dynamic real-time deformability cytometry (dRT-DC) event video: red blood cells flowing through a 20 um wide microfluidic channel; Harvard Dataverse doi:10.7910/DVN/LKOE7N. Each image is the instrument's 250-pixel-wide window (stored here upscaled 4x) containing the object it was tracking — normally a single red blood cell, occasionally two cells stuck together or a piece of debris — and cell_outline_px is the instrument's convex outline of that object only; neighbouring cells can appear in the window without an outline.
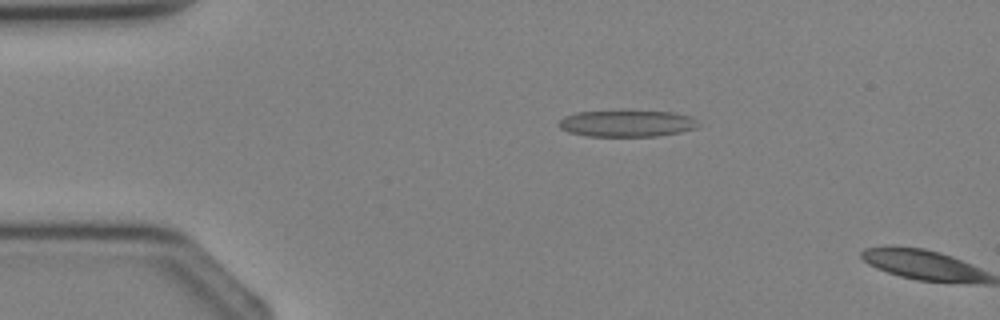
{"species": "Egyptian fruit bat (a non-hibernating species)", "species_latin": "Rousettus aegyptiacus", "temperature_condition": "cold", "stored_images_in_passage": 3, "camera_frame_rate_fps": 3000, "um_per_image_px": 0.085, "animal": {"sex": "female"}, "frame": {"image": 1, "passage_image": 2, "time_ms": 1.333, "image_size_px": [1000, 320], "cell_outline_px": [[696, 128], [680, 132], [656, 136], [588, 136], [568, 132], [560, 128], [556, 124], [564, 116], [576, 112], [672, 112], [692, 116], [696, 120]], "centroid_in_image_um": [53.24, 10.51], "position_along_channel_um": 31.8, "area_um2": 21.21}}